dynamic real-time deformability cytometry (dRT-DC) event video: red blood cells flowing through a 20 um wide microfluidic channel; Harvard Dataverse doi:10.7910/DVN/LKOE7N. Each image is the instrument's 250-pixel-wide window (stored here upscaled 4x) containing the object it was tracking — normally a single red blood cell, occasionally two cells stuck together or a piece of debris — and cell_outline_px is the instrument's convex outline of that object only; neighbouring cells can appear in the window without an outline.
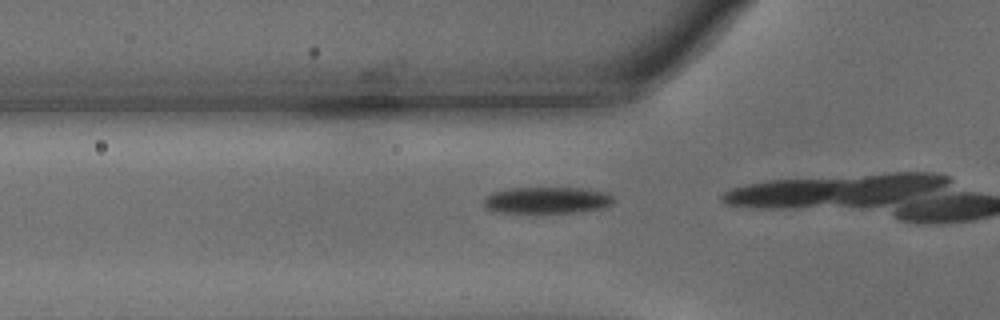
{"species": "common noctule bat (a hibernating species)", "species_latin": "Nyctalus noctula", "temperature_condition": "warm", "stored_images_in_passage": 5, "camera_frame_rate_fps": 3000, "um_per_image_px": 0.085, "animal": {"sex": "male", "body_mass_g": 15.6}, "frame": {"image": 1, "passage_image": 3, "time_ms": 0.667, "image_size_px": [1000, 320], "cell_outline_px": [[616, 200], [612, 204], [604, 208], [584, 212], [492, 212], [484, 208], [484, 200], [492, 192], [512, 188], [580, 188], [604, 192], [612, 196]], "centroid_in_image_um": [46.51, 17.03], "position_along_channel_um": 79.3, "area_um2": 20.11}}